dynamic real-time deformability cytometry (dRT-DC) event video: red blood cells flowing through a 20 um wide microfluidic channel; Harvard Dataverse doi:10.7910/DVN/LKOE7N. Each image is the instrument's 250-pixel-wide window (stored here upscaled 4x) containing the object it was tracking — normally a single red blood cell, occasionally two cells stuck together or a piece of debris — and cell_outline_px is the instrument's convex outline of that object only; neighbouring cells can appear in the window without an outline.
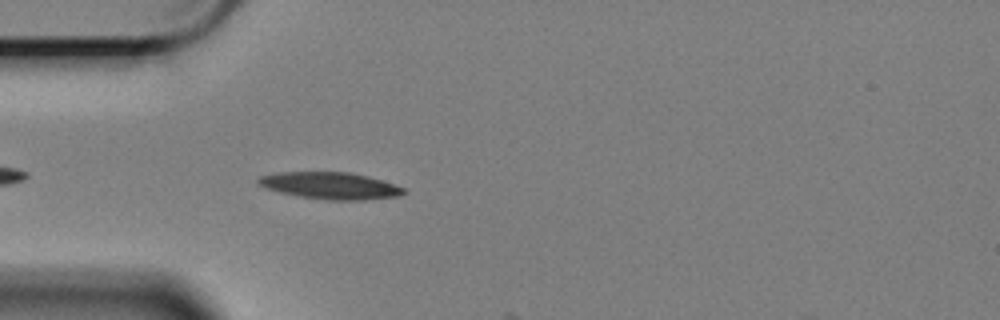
{"species": "Egyptian fruit bat (a non-hibernating species)", "species_latin": "Rousettus aegyptiacus", "temperature_condition": "cold", "stored_images_in_passage": 6, "camera_frame_rate_fps": 3000, "um_per_image_px": 0.085, "animal": {"sex": "female"}, "frame": {"image": 1, "passage_image": 4, "time_ms": 1.0, "image_size_px": [1000, 320], "cell_outline_px": [[408, 192], [400, 196], [364, 200], [328, 200], [300, 196], [280, 192], [264, 188], [256, 184], [256, 180], [260, 176], [276, 172], [352, 172], [368, 176], [404, 188]], "centroid_in_image_um": [28.05, 15.78], "position_along_channel_um": 57.0, "area_um2": 22.89}}